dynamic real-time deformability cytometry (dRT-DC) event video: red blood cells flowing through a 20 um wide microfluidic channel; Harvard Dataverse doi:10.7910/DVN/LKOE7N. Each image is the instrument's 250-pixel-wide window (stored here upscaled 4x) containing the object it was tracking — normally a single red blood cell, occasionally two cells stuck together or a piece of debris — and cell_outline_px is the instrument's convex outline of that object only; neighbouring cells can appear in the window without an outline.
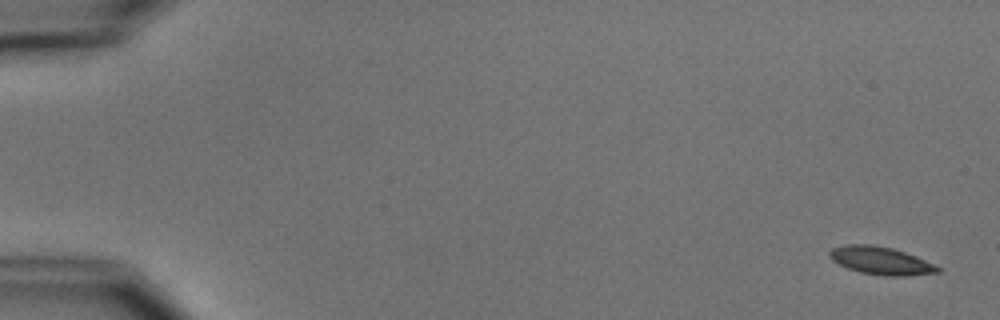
{"species": "common noctule bat (a hibernating species)", "species_latin": "Nyctalus noctula", "temperature_condition": "cold", "stored_images_in_passage": 5, "camera_frame_rate_fps": 3000, "um_per_image_px": 0.085, "animal": {"sex": "male", "body_mass_g": 15.6}, "frame": {"image": 1, "passage_image": 1, "time_ms": 0.0, "image_size_px": [1000, 320], "cell_outline_px": [[940, 272], [904, 276], [884, 276], [860, 272], [848, 268], [832, 260], [828, 256], [828, 252], [832, 248], [848, 244], [872, 244], [892, 248], [916, 256], [940, 268]], "centroid_in_image_um": [74.83, 22.15], "position_along_channel_um": 10.2, "area_um2": 17.4}}